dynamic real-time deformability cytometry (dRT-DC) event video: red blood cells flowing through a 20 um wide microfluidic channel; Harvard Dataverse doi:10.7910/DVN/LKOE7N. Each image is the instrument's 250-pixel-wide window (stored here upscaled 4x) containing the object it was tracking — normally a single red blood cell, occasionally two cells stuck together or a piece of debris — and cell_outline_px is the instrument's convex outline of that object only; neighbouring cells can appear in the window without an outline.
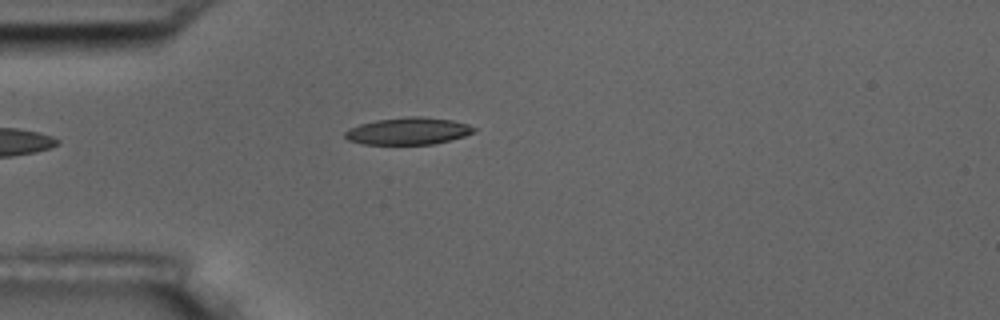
{"species": "common noctule bat (a hibernating species)", "species_latin": "Nyctalus noctula", "temperature_condition": "room temperature", "stored_images_in_passage": 26, "camera_frame_rate_fps": 3000, "um_per_image_px": 0.085, "animal": {"sex": "male", "body_mass_g": 17.5, "forearm_length_mm": 52.3}, "frame": {"image": 1, "passage_image": 1, "time_ms": 0.0, "image_size_px": [1000, 320], "cell_outline_px": [[476, 132], [464, 136], [432, 144], [364, 144], [348, 140], [344, 136], [344, 132], [348, 128], [360, 124], [376, 120], [412, 116], [420, 116], [452, 120], [468, 124], [476, 128]], "centroid_in_image_um": [34.69, 11.13], "position_along_channel_um": 50.3, "area_um2": 20.29}}
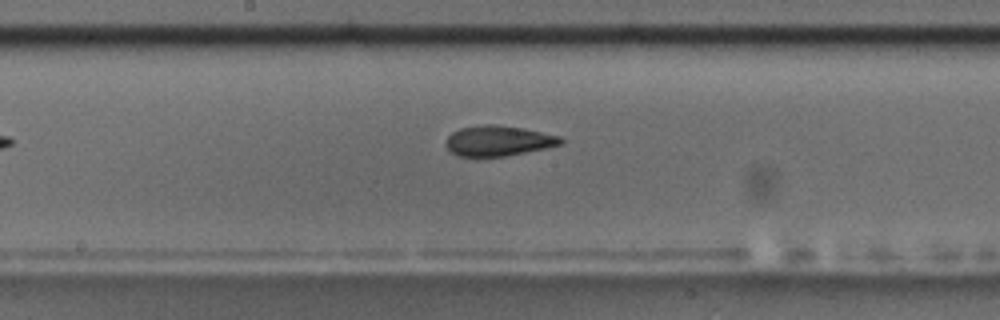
{"frame": {"image": 2, "passage_image": 15, "time_ms": 4.667, "image_size_px": [1000, 320], "cell_outline_px": [[564, 144], [504, 156], [460, 156], [452, 152], [444, 144], [448, 136], [452, 132], [460, 128], [484, 124], [492, 124], [520, 128], [560, 136], [564, 140]], "centroid_in_image_um": [42.34, 11.96], "position_along_channel_um": 205.9, "area_um2": 20.0}}
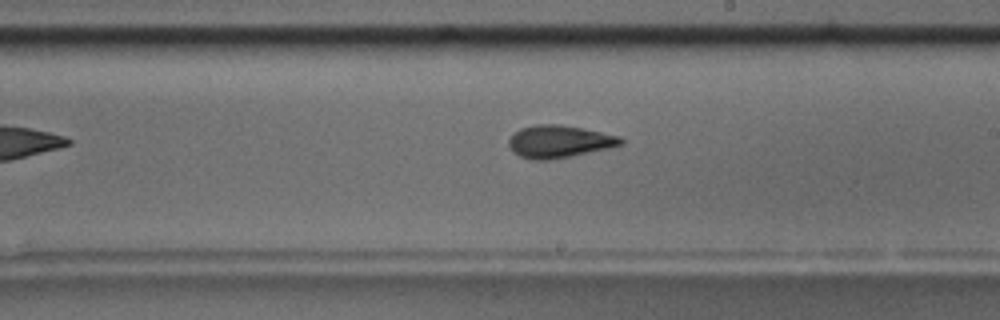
{"frame": {"image": 3, "passage_image": 18, "time_ms": 5.667, "image_size_px": [1000, 320], "cell_outline_px": [[624, 144], [608, 148], [572, 156], [548, 160], [532, 160], [520, 156], [512, 152], [508, 144], [508, 140], [520, 128], [536, 124], [560, 124], [620, 136], [624, 140]], "centroid_in_image_um": [47.51, 12.04], "position_along_channel_um": 241.5, "area_um2": 21.15}}